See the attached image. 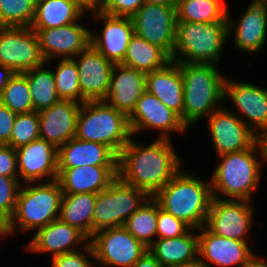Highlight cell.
<instances>
[{"instance_id": "obj_1", "label": "cell", "mask_w": 267, "mask_h": 267, "mask_svg": "<svg viewBox=\"0 0 267 267\" xmlns=\"http://www.w3.org/2000/svg\"><path fill=\"white\" fill-rule=\"evenodd\" d=\"M137 140L132 136L118 155V177L153 197L184 167V161L174 140L154 138L150 144Z\"/></svg>"}, {"instance_id": "obj_2", "label": "cell", "mask_w": 267, "mask_h": 267, "mask_svg": "<svg viewBox=\"0 0 267 267\" xmlns=\"http://www.w3.org/2000/svg\"><path fill=\"white\" fill-rule=\"evenodd\" d=\"M153 198L191 229L205 226L213 198L210 178L182 168Z\"/></svg>"}, {"instance_id": "obj_3", "label": "cell", "mask_w": 267, "mask_h": 267, "mask_svg": "<svg viewBox=\"0 0 267 267\" xmlns=\"http://www.w3.org/2000/svg\"><path fill=\"white\" fill-rule=\"evenodd\" d=\"M210 174L213 197L253 201L262 180V155L257 141L248 149L218 156Z\"/></svg>"}, {"instance_id": "obj_4", "label": "cell", "mask_w": 267, "mask_h": 267, "mask_svg": "<svg viewBox=\"0 0 267 267\" xmlns=\"http://www.w3.org/2000/svg\"><path fill=\"white\" fill-rule=\"evenodd\" d=\"M183 78V124L194 129L224 105L226 75L215 65L177 62Z\"/></svg>"}, {"instance_id": "obj_5", "label": "cell", "mask_w": 267, "mask_h": 267, "mask_svg": "<svg viewBox=\"0 0 267 267\" xmlns=\"http://www.w3.org/2000/svg\"><path fill=\"white\" fill-rule=\"evenodd\" d=\"M63 192L57 180L24 183L19 190L16 209L6 223L4 239L18 233H34L59 218ZM19 231V232H18Z\"/></svg>"}, {"instance_id": "obj_6", "label": "cell", "mask_w": 267, "mask_h": 267, "mask_svg": "<svg viewBox=\"0 0 267 267\" xmlns=\"http://www.w3.org/2000/svg\"><path fill=\"white\" fill-rule=\"evenodd\" d=\"M227 41V22L177 21L171 61L219 66Z\"/></svg>"}, {"instance_id": "obj_7", "label": "cell", "mask_w": 267, "mask_h": 267, "mask_svg": "<svg viewBox=\"0 0 267 267\" xmlns=\"http://www.w3.org/2000/svg\"><path fill=\"white\" fill-rule=\"evenodd\" d=\"M75 137L107 145L119 155L132 133L124 113L105 101H88L79 109Z\"/></svg>"}, {"instance_id": "obj_8", "label": "cell", "mask_w": 267, "mask_h": 267, "mask_svg": "<svg viewBox=\"0 0 267 267\" xmlns=\"http://www.w3.org/2000/svg\"><path fill=\"white\" fill-rule=\"evenodd\" d=\"M151 196L117 177L97 193L93 211L92 235L102 229L124 226L127 219Z\"/></svg>"}, {"instance_id": "obj_9", "label": "cell", "mask_w": 267, "mask_h": 267, "mask_svg": "<svg viewBox=\"0 0 267 267\" xmlns=\"http://www.w3.org/2000/svg\"><path fill=\"white\" fill-rule=\"evenodd\" d=\"M253 203L213 197L205 227L217 236L252 243L249 235L252 236L256 214Z\"/></svg>"}, {"instance_id": "obj_10", "label": "cell", "mask_w": 267, "mask_h": 267, "mask_svg": "<svg viewBox=\"0 0 267 267\" xmlns=\"http://www.w3.org/2000/svg\"><path fill=\"white\" fill-rule=\"evenodd\" d=\"M89 242L101 267H131L148 250L124 226L99 230Z\"/></svg>"}, {"instance_id": "obj_11", "label": "cell", "mask_w": 267, "mask_h": 267, "mask_svg": "<svg viewBox=\"0 0 267 267\" xmlns=\"http://www.w3.org/2000/svg\"><path fill=\"white\" fill-rule=\"evenodd\" d=\"M232 102L228 108L235 113L256 136L267 130V88L249 81H241L230 75L224 84V102ZM236 110V111H235Z\"/></svg>"}, {"instance_id": "obj_12", "label": "cell", "mask_w": 267, "mask_h": 267, "mask_svg": "<svg viewBox=\"0 0 267 267\" xmlns=\"http://www.w3.org/2000/svg\"><path fill=\"white\" fill-rule=\"evenodd\" d=\"M227 10L228 41L234 49L249 55L260 54L267 44V0H251L236 19ZM235 19V20H234Z\"/></svg>"}, {"instance_id": "obj_13", "label": "cell", "mask_w": 267, "mask_h": 267, "mask_svg": "<svg viewBox=\"0 0 267 267\" xmlns=\"http://www.w3.org/2000/svg\"><path fill=\"white\" fill-rule=\"evenodd\" d=\"M132 136L143 132H157L155 138L173 139L174 133L182 134L189 132L182 123L180 117L166 107L157 97L144 92L137 101L134 111L128 117ZM153 130V131H152Z\"/></svg>"}, {"instance_id": "obj_14", "label": "cell", "mask_w": 267, "mask_h": 267, "mask_svg": "<svg viewBox=\"0 0 267 267\" xmlns=\"http://www.w3.org/2000/svg\"><path fill=\"white\" fill-rule=\"evenodd\" d=\"M45 62L37 33L31 27H0V65L24 73Z\"/></svg>"}, {"instance_id": "obj_15", "label": "cell", "mask_w": 267, "mask_h": 267, "mask_svg": "<svg viewBox=\"0 0 267 267\" xmlns=\"http://www.w3.org/2000/svg\"><path fill=\"white\" fill-rule=\"evenodd\" d=\"M134 33L172 57L177 27L176 7L145 2L131 17Z\"/></svg>"}, {"instance_id": "obj_16", "label": "cell", "mask_w": 267, "mask_h": 267, "mask_svg": "<svg viewBox=\"0 0 267 267\" xmlns=\"http://www.w3.org/2000/svg\"><path fill=\"white\" fill-rule=\"evenodd\" d=\"M92 23L102 24L94 32L91 29V45L114 64L124 61L127 47L134 35V26L131 17L108 15L99 9L89 12ZM95 21V22H93Z\"/></svg>"}, {"instance_id": "obj_17", "label": "cell", "mask_w": 267, "mask_h": 267, "mask_svg": "<svg viewBox=\"0 0 267 267\" xmlns=\"http://www.w3.org/2000/svg\"><path fill=\"white\" fill-rule=\"evenodd\" d=\"M206 122L216 157L248 149L257 141L256 134L226 104L216 109Z\"/></svg>"}, {"instance_id": "obj_18", "label": "cell", "mask_w": 267, "mask_h": 267, "mask_svg": "<svg viewBox=\"0 0 267 267\" xmlns=\"http://www.w3.org/2000/svg\"><path fill=\"white\" fill-rule=\"evenodd\" d=\"M82 21L50 29H33L46 62L74 58L91 44V27L85 26Z\"/></svg>"}, {"instance_id": "obj_19", "label": "cell", "mask_w": 267, "mask_h": 267, "mask_svg": "<svg viewBox=\"0 0 267 267\" xmlns=\"http://www.w3.org/2000/svg\"><path fill=\"white\" fill-rule=\"evenodd\" d=\"M89 241L83 232L58 218L37 229L23 247L30 254H47L51 260L55 256L79 250Z\"/></svg>"}, {"instance_id": "obj_20", "label": "cell", "mask_w": 267, "mask_h": 267, "mask_svg": "<svg viewBox=\"0 0 267 267\" xmlns=\"http://www.w3.org/2000/svg\"><path fill=\"white\" fill-rule=\"evenodd\" d=\"M19 180L24 183L49 182L58 177V148L42 139L16 149Z\"/></svg>"}, {"instance_id": "obj_21", "label": "cell", "mask_w": 267, "mask_h": 267, "mask_svg": "<svg viewBox=\"0 0 267 267\" xmlns=\"http://www.w3.org/2000/svg\"><path fill=\"white\" fill-rule=\"evenodd\" d=\"M249 243L217 236L205 226L198 229V257L211 267H244L255 255Z\"/></svg>"}, {"instance_id": "obj_22", "label": "cell", "mask_w": 267, "mask_h": 267, "mask_svg": "<svg viewBox=\"0 0 267 267\" xmlns=\"http://www.w3.org/2000/svg\"><path fill=\"white\" fill-rule=\"evenodd\" d=\"M73 59L78 69L83 103L104 101L110 87L114 63L106 59L91 44Z\"/></svg>"}, {"instance_id": "obj_23", "label": "cell", "mask_w": 267, "mask_h": 267, "mask_svg": "<svg viewBox=\"0 0 267 267\" xmlns=\"http://www.w3.org/2000/svg\"><path fill=\"white\" fill-rule=\"evenodd\" d=\"M81 104L59 100L39 114L40 139L59 148L76 136L77 118Z\"/></svg>"}, {"instance_id": "obj_24", "label": "cell", "mask_w": 267, "mask_h": 267, "mask_svg": "<svg viewBox=\"0 0 267 267\" xmlns=\"http://www.w3.org/2000/svg\"><path fill=\"white\" fill-rule=\"evenodd\" d=\"M146 73L123 64H114L105 102L129 117L146 91Z\"/></svg>"}, {"instance_id": "obj_25", "label": "cell", "mask_w": 267, "mask_h": 267, "mask_svg": "<svg viewBox=\"0 0 267 267\" xmlns=\"http://www.w3.org/2000/svg\"><path fill=\"white\" fill-rule=\"evenodd\" d=\"M118 177V166L58 168L57 181L63 194L99 193Z\"/></svg>"}, {"instance_id": "obj_26", "label": "cell", "mask_w": 267, "mask_h": 267, "mask_svg": "<svg viewBox=\"0 0 267 267\" xmlns=\"http://www.w3.org/2000/svg\"><path fill=\"white\" fill-rule=\"evenodd\" d=\"M118 166V155L107 145L76 137L58 148V168Z\"/></svg>"}, {"instance_id": "obj_27", "label": "cell", "mask_w": 267, "mask_h": 267, "mask_svg": "<svg viewBox=\"0 0 267 267\" xmlns=\"http://www.w3.org/2000/svg\"><path fill=\"white\" fill-rule=\"evenodd\" d=\"M146 92L175 112L183 123V78L177 62L146 74Z\"/></svg>"}, {"instance_id": "obj_28", "label": "cell", "mask_w": 267, "mask_h": 267, "mask_svg": "<svg viewBox=\"0 0 267 267\" xmlns=\"http://www.w3.org/2000/svg\"><path fill=\"white\" fill-rule=\"evenodd\" d=\"M148 251L163 267H183L198 258V229L176 238H156Z\"/></svg>"}, {"instance_id": "obj_29", "label": "cell", "mask_w": 267, "mask_h": 267, "mask_svg": "<svg viewBox=\"0 0 267 267\" xmlns=\"http://www.w3.org/2000/svg\"><path fill=\"white\" fill-rule=\"evenodd\" d=\"M89 13L75 0H36L32 29H50L80 21ZM85 15V16H84Z\"/></svg>"}, {"instance_id": "obj_30", "label": "cell", "mask_w": 267, "mask_h": 267, "mask_svg": "<svg viewBox=\"0 0 267 267\" xmlns=\"http://www.w3.org/2000/svg\"><path fill=\"white\" fill-rule=\"evenodd\" d=\"M96 199V193L63 194L59 219L76 227L90 239Z\"/></svg>"}, {"instance_id": "obj_31", "label": "cell", "mask_w": 267, "mask_h": 267, "mask_svg": "<svg viewBox=\"0 0 267 267\" xmlns=\"http://www.w3.org/2000/svg\"><path fill=\"white\" fill-rule=\"evenodd\" d=\"M169 62L171 57L162 48L134 33L121 64L147 74L165 67Z\"/></svg>"}, {"instance_id": "obj_32", "label": "cell", "mask_w": 267, "mask_h": 267, "mask_svg": "<svg viewBox=\"0 0 267 267\" xmlns=\"http://www.w3.org/2000/svg\"><path fill=\"white\" fill-rule=\"evenodd\" d=\"M45 62L40 67L27 70L28 85L32 97L33 111L51 107L60 99L57 95L52 67Z\"/></svg>"}, {"instance_id": "obj_33", "label": "cell", "mask_w": 267, "mask_h": 267, "mask_svg": "<svg viewBox=\"0 0 267 267\" xmlns=\"http://www.w3.org/2000/svg\"><path fill=\"white\" fill-rule=\"evenodd\" d=\"M227 8L217 0H179L177 21L192 23L227 22Z\"/></svg>"}, {"instance_id": "obj_34", "label": "cell", "mask_w": 267, "mask_h": 267, "mask_svg": "<svg viewBox=\"0 0 267 267\" xmlns=\"http://www.w3.org/2000/svg\"><path fill=\"white\" fill-rule=\"evenodd\" d=\"M124 227L149 247L157 238V201L150 197L127 219Z\"/></svg>"}, {"instance_id": "obj_35", "label": "cell", "mask_w": 267, "mask_h": 267, "mask_svg": "<svg viewBox=\"0 0 267 267\" xmlns=\"http://www.w3.org/2000/svg\"><path fill=\"white\" fill-rule=\"evenodd\" d=\"M52 62H57L55 68H52V71L59 99L82 104L83 96L80 89L79 74L75 60L73 58L54 59L46 63L50 65Z\"/></svg>"}, {"instance_id": "obj_36", "label": "cell", "mask_w": 267, "mask_h": 267, "mask_svg": "<svg viewBox=\"0 0 267 267\" xmlns=\"http://www.w3.org/2000/svg\"><path fill=\"white\" fill-rule=\"evenodd\" d=\"M0 103L16 114L33 111L28 77L24 73H15L9 80L1 92Z\"/></svg>"}, {"instance_id": "obj_37", "label": "cell", "mask_w": 267, "mask_h": 267, "mask_svg": "<svg viewBox=\"0 0 267 267\" xmlns=\"http://www.w3.org/2000/svg\"><path fill=\"white\" fill-rule=\"evenodd\" d=\"M35 8L36 0H1L0 27H30Z\"/></svg>"}, {"instance_id": "obj_38", "label": "cell", "mask_w": 267, "mask_h": 267, "mask_svg": "<svg viewBox=\"0 0 267 267\" xmlns=\"http://www.w3.org/2000/svg\"><path fill=\"white\" fill-rule=\"evenodd\" d=\"M40 138L39 114L37 111L17 114L10 136L6 144L14 149L29 144L31 141Z\"/></svg>"}, {"instance_id": "obj_39", "label": "cell", "mask_w": 267, "mask_h": 267, "mask_svg": "<svg viewBox=\"0 0 267 267\" xmlns=\"http://www.w3.org/2000/svg\"><path fill=\"white\" fill-rule=\"evenodd\" d=\"M21 185L19 177L0 176V218L5 223L15 212Z\"/></svg>"}, {"instance_id": "obj_40", "label": "cell", "mask_w": 267, "mask_h": 267, "mask_svg": "<svg viewBox=\"0 0 267 267\" xmlns=\"http://www.w3.org/2000/svg\"><path fill=\"white\" fill-rule=\"evenodd\" d=\"M51 267H98L90 242L83 248L55 256Z\"/></svg>"}, {"instance_id": "obj_41", "label": "cell", "mask_w": 267, "mask_h": 267, "mask_svg": "<svg viewBox=\"0 0 267 267\" xmlns=\"http://www.w3.org/2000/svg\"><path fill=\"white\" fill-rule=\"evenodd\" d=\"M190 229L186 223L160 208L157 202V238H176Z\"/></svg>"}, {"instance_id": "obj_42", "label": "cell", "mask_w": 267, "mask_h": 267, "mask_svg": "<svg viewBox=\"0 0 267 267\" xmlns=\"http://www.w3.org/2000/svg\"><path fill=\"white\" fill-rule=\"evenodd\" d=\"M145 0H101L99 10L112 16L132 17Z\"/></svg>"}, {"instance_id": "obj_43", "label": "cell", "mask_w": 267, "mask_h": 267, "mask_svg": "<svg viewBox=\"0 0 267 267\" xmlns=\"http://www.w3.org/2000/svg\"><path fill=\"white\" fill-rule=\"evenodd\" d=\"M0 176L19 177L16 149L0 145Z\"/></svg>"}, {"instance_id": "obj_44", "label": "cell", "mask_w": 267, "mask_h": 267, "mask_svg": "<svg viewBox=\"0 0 267 267\" xmlns=\"http://www.w3.org/2000/svg\"><path fill=\"white\" fill-rule=\"evenodd\" d=\"M16 115L0 103V145H6L10 141Z\"/></svg>"}, {"instance_id": "obj_45", "label": "cell", "mask_w": 267, "mask_h": 267, "mask_svg": "<svg viewBox=\"0 0 267 267\" xmlns=\"http://www.w3.org/2000/svg\"><path fill=\"white\" fill-rule=\"evenodd\" d=\"M131 267H163L161 263L147 250Z\"/></svg>"}, {"instance_id": "obj_46", "label": "cell", "mask_w": 267, "mask_h": 267, "mask_svg": "<svg viewBox=\"0 0 267 267\" xmlns=\"http://www.w3.org/2000/svg\"><path fill=\"white\" fill-rule=\"evenodd\" d=\"M257 143L261 151L262 167L264 168V165L267 163V130L257 135Z\"/></svg>"}, {"instance_id": "obj_47", "label": "cell", "mask_w": 267, "mask_h": 267, "mask_svg": "<svg viewBox=\"0 0 267 267\" xmlns=\"http://www.w3.org/2000/svg\"><path fill=\"white\" fill-rule=\"evenodd\" d=\"M14 74L15 72L10 67L0 65V98L1 92Z\"/></svg>"}, {"instance_id": "obj_48", "label": "cell", "mask_w": 267, "mask_h": 267, "mask_svg": "<svg viewBox=\"0 0 267 267\" xmlns=\"http://www.w3.org/2000/svg\"><path fill=\"white\" fill-rule=\"evenodd\" d=\"M264 254L255 255L244 265V267H267V257L263 256Z\"/></svg>"}, {"instance_id": "obj_49", "label": "cell", "mask_w": 267, "mask_h": 267, "mask_svg": "<svg viewBox=\"0 0 267 267\" xmlns=\"http://www.w3.org/2000/svg\"><path fill=\"white\" fill-rule=\"evenodd\" d=\"M88 12L99 9L101 0H75Z\"/></svg>"}, {"instance_id": "obj_50", "label": "cell", "mask_w": 267, "mask_h": 267, "mask_svg": "<svg viewBox=\"0 0 267 267\" xmlns=\"http://www.w3.org/2000/svg\"><path fill=\"white\" fill-rule=\"evenodd\" d=\"M179 0H145V2L155 5H166L176 7Z\"/></svg>"}, {"instance_id": "obj_51", "label": "cell", "mask_w": 267, "mask_h": 267, "mask_svg": "<svg viewBox=\"0 0 267 267\" xmlns=\"http://www.w3.org/2000/svg\"><path fill=\"white\" fill-rule=\"evenodd\" d=\"M183 267H211V266L209 264H207L206 262L202 261L198 257L195 261L190 262Z\"/></svg>"}, {"instance_id": "obj_52", "label": "cell", "mask_w": 267, "mask_h": 267, "mask_svg": "<svg viewBox=\"0 0 267 267\" xmlns=\"http://www.w3.org/2000/svg\"><path fill=\"white\" fill-rule=\"evenodd\" d=\"M6 228V223L0 218V239L4 241V232Z\"/></svg>"}, {"instance_id": "obj_53", "label": "cell", "mask_w": 267, "mask_h": 267, "mask_svg": "<svg viewBox=\"0 0 267 267\" xmlns=\"http://www.w3.org/2000/svg\"><path fill=\"white\" fill-rule=\"evenodd\" d=\"M217 1L221 2L227 9L230 8L228 3L225 0H217Z\"/></svg>"}]
</instances>
